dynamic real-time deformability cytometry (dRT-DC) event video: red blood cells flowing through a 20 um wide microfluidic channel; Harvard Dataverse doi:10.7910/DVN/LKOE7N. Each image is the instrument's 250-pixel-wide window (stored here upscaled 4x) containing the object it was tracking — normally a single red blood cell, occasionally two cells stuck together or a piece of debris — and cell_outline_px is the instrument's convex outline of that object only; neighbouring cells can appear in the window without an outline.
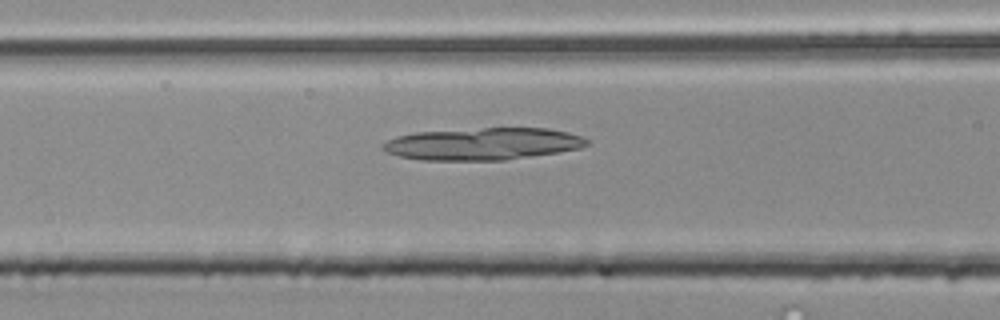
{"species": "common noctule bat (a hibernating species)", "species_latin": "Nyctalus noctula", "temperature_condition": "room temperature", "stored_images_in_passage": 42, "camera_frame_rate_fps": 3000, "um_per_image_px": 0.085, "animal": {"sex": "male", "body_mass_g": 20.4}, "frame": {"image": 1, "passage_image": 17, "time_ms": 5.333, "image_size_px": [1000, 320], "cell_outline_px": [[588, 144], [580, 148], [556, 152], [504, 160], [424, 160], [400, 156], [388, 152], [380, 148], [380, 144], [396, 136], [416, 132], [484, 128], [548, 128], [568, 132], [580, 136], [588, 140]], "centroid_in_image_um": [41.01, 12.22], "position_along_channel_um": 125.6, "area_um2": 37.97}}
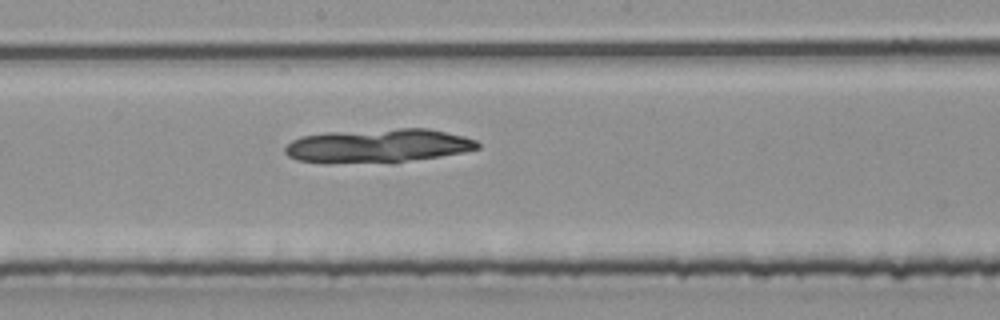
{"frame": {"image": 2, "passage_image": 24, "time_ms": 7.667, "image_size_px": [1000, 320], "cell_outline_px": [[480, 148], [464, 152], [436, 156], [404, 160], [328, 164], [324, 164], [296, 160], [288, 156], [284, 152], [284, 148], [292, 140], [300, 136], [328, 132], [400, 128], [428, 128], [464, 136], [476, 140], [480, 144]], "centroid_in_image_um": [32.06, 12.38], "position_along_channel_um": 216.1, "area_um2": 37.74}}
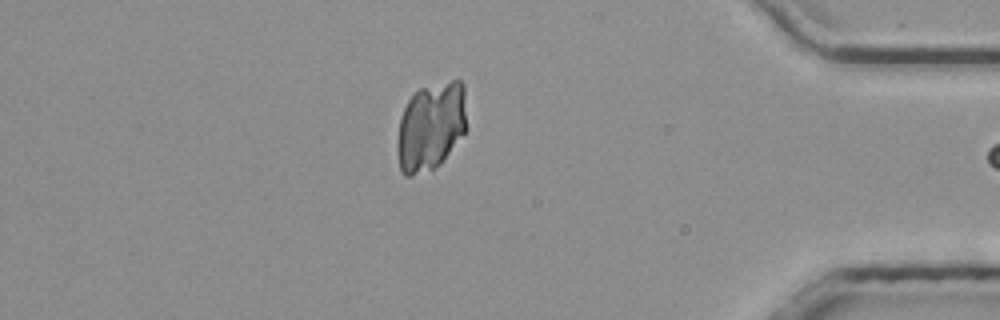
{"frame": {"image": 3, "passage_image": 41, "time_ms": 13.333, "image_size_px": [1000, 320], "cell_outline_px": [[468, 128], [440, 164], [432, 168], [408, 176], [404, 176], [400, 172], [396, 152], [396, 144], [400, 120], [404, 108], [408, 100], [420, 88], [452, 80], [460, 80], [464, 84]], "centroid_in_image_um": [36.63, 10.74], "position_along_channel_um": 398.6, "area_um2": 36.01}}